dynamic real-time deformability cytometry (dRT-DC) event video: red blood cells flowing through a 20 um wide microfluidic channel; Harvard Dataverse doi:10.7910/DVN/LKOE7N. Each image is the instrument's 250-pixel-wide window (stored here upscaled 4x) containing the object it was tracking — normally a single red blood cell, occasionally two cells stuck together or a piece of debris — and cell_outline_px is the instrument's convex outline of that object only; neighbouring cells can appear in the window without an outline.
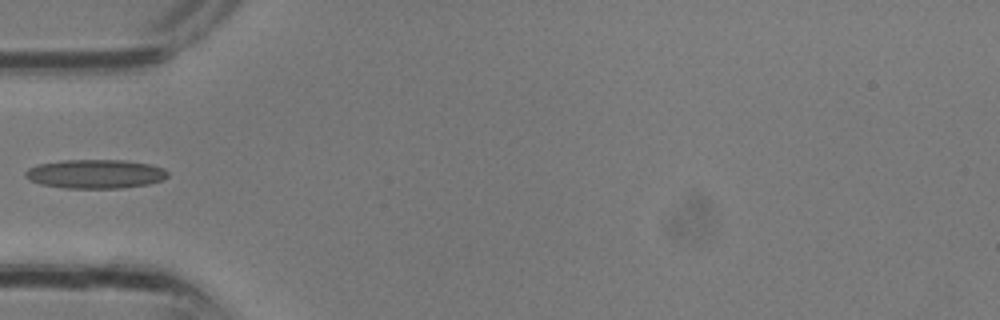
{"species": "common noctule bat (a hibernating species)", "species_latin": "Nyctalus noctula", "temperature_condition": "room temperature", "stored_images_in_passage": 11, "camera_frame_rate_fps": 3000, "um_per_image_px": 0.085, "animal": {"sex": "male", "body_mass_g": 13.3}, "frame": {"image": 1, "passage_image": 10, "time_ms": 3.0, "image_size_px": [1000, 320], "cell_outline_px": [[168, 176], [164, 180], [148, 184], [120, 188], [64, 188], [40, 184], [28, 180], [24, 176], [24, 172], [28, 168], [36, 164], [60, 160], [124, 160], [148, 164], [164, 168], [168, 172]], "centroid_in_image_um": [8.06, 14.78], "position_along_channel_um": 76.9, "area_um2": 24.28}}